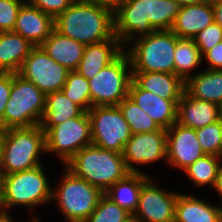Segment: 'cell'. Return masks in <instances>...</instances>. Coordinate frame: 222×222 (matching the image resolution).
I'll return each mask as SVG.
<instances>
[{"instance_id": "ffe728a7", "label": "cell", "mask_w": 222, "mask_h": 222, "mask_svg": "<svg viewBox=\"0 0 222 222\" xmlns=\"http://www.w3.org/2000/svg\"><path fill=\"white\" fill-rule=\"evenodd\" d=\"M213 22V5L209 0L200 4L181 6L170 30L179 38H193Z\"/></svg>"}, {"instance_id": "b9f144b4", "label": "cell", "mask_w": 222, "mask_h": 222, "mask_svg": "<svg viewBox=\"0 0 222 222\" xmlns=\"http://www.w3.org/2000/svg\"><path fill=\"white\" fill-rule=\"evenodd\" d=\"M177 2L180 6H185V5H192V4H200L209 0H174Z\"/></svg>"}, {"instance_id": "836d02e7", "label": "cell", "mask_w": 222, "mask_h": 222, "mask_svg": "<svg viewBox=\"0 0 222 222\" xmlns=\"http://www.w3.org/2000/svg\"><path fill=\"white\" fill-rule=\"evenodd\" d=\"M222 27L216 22L208 25L204 30L200 31L193 37V40L201 55L212 49L216 44L221 43Z\"/></svg>"}, {"instance_id": "60d3db41", "label": "cell", "mask_w": 222, "mask_h": 222, "mask_svg": "<svg viewBox=\"0 0 222 222\" xmlns=\"http://www.w3.org/2000/svg\"><path fill=\"white\" fill-rule=\"evenodd\" d=\"M214 189H216L218 191V193H219V195L221 196V199H222V164H221V166L219 168V171H218V176H217V179H216Z\"/></svg>"}, {"instance_id": "f6af8a7d", "label": "cell", "mask_w": 222, "mask_h": 222, "mask_svg": "<svg viewBox=\"0 0 222 222\" xmlns=\"http://www.w3.org/2000/svg\"><path fill=\"white\" fill-rule=\"evenodd\" d=\"M2 142H3V130L0 128V165H1Z\"/></svg>"}, {"instance_id": "603a6c76", "label": "cell", "mask_w": 222, "mask_h": 222, "mask_svg": "<svg viewBox=\"0 0 222 222\" xmlns=\"http://www.w3.org/2000/svg\"><path fill=\"white\" fill-rule=\"evenodd\" d=\"M145 173L130 172L104 194L132 216L137 210L142 186L150 179Z\"/></svg>"}, {"instance_id": "9a60e30c", "label": "cell", "mask_w": 222, "mask_h": 222, "mask_svg": "<svg viewBox=\"0 0 222 222\" xmlns=\"http://www.w3.org/2000/svg\"><path fill=\"white\" fill-rule=\"evenodd\" d=\"M166 131V161L170 165L184 170L205 155L195 129L174 123Z\"/></svg>"}, {"instance_id": "44dd1931", "label": "cell", "mask_w": 222, "mask_h": 222, "mask_svg": "<svg viewBox=\"0 0 222 222\" xmlns=\"http://www.w3.org/2000/svg\"><path fill=\"white\" fill-rule=\"evenodd\" d=\"M133 81L141 89L166 100H180L185 91V82L172 73L133 72Z\"/></svg>"}, {"instance_id": "1f68e13d", "label": "cell", "mask_w": 222, "mask_h": 222, "mask_svg": "<svg viewBox=\"0 0 222 222\" xmlns=\"http://www.w3.org/2000/svg\"><path fill=\"white\" fill-rule=\"evenodd\" d=\"M131 218V214L103 194L92 214L84 222H127Z\"/></svg>"}, {"instance_id": "277c9868", "label": "cell", "mask_w": 222, "mask_h": 222, "mask_svg": "<svg viewBox=\"0 0 222 222\" xmlns=\"http://www.w3.org/2000/svg\"><path fill=\"white\" fill-rule=\"evenodd\" d=\"M46 152L45 132L39 125L3 130L0 169L4 174L41 165L40 152Z\"/></svg>"}, {"instance_id": "6da1fadb", "label": "cell", "mask_w": 222, "mask_h": 222, "mask_svg": "<svg viewBox=\"0 0 222 222\" xmlns=\"http://www.w3.org/2000/svg\"><path fill=\"white\" fill-rule=\"evenodd\" d=\"M181 6L174 0H124L114 11V32L122 45L157 30H170Z\"/></svg>"}, {"instance_id": "83f0119b", "label": "cell", "mask_w": 222, "mask_h": 222, "mask_svg": "<svg viewBox=\"0 0 222 222\" xmlns=\"http://www.w3.org/2000/svg\"><path fill=\"white\" fill-rule=\"evenodd\" d=\"M203 61L199 48L193 38H179L176 36L174 51V74L186 82L192 75L190 71Z\"/></svg>"}, {"instance_id": "8992f818", "label": "cell", "mask_w": 222, "mask_h": 222, "mask_svg": "<svg viewBox=\"0 0 222 222\" xmlns=\"http://www.w3.org/2000/svg\"><path fill=\"white\" fill-rule=\"evenodd\" d=\"M46 95L18 73H12L10 98L3 115V130L39 125L45 111Z\"/></svg>"}, {"instance_id": "d6986e66", "label": "cell", "mask_w": 222, "mask_h": 222, "mask_svg": "<svg viewBox=\"0 0 222 222\" xmlns=\"http://www.w3.org/2000/svg\"><path fill=\"white\" fill-rule=\"evenodd\" d=\"M218 105L192 97L186 90L177 104V122L181 126L198 129L215 123Z\"/></svg>"}, {"instance_id": "cb8c5ba5", "label": "cell", "mask_w": 222, "mask_h": 222, "mask_svg": "<svg viewBox=\"0 0 222 222\" xmlns=\"http://www.w3.org/2000/svg\"><path fill=\"white\" fill-rule=\"evenodd\" d=\"M174 222H222V208L195 196L179 193Z\"/></svg>"}, {"instance_id": "ac0fdd59", "label": "cell", "mask_w": 222, "mask_h": 222, "mask_svg": "<svg viewBox=\"0 0 222 222\" xmlns=\"http://www.w3.org/2000/svg\"><path fill=\"white\" fill-rule=\"evenodd\" d=\"M124 50L125 47L116 36L100 43L85 45L83 56L75 71L89 80L115 61Z\"/></svg>"}, {"instance_id": "7a4b0ae2", "label": "cell", "mask_w": 222, "mask_h": 222, "mask_svg": "<svg viewBox=\"0 0 222 222\" xmlns=\"http://www.w3.org/2000/svg\"><path fill=\"white\" fill-rule=\"evenodd\" d=\"M55 29L84 45L96 44L115 36L114 12L106 7L75 0L54 19Z\"/></svg>"}, {"instance_id": "5bb4252c", "label": "cell", "mask_w": 222, "mask_h": 222, "mask_svg": "<svg viewBox=\"0 0 222 222\" xmlns=\"http://www.w3.org/2000/svg\"><path fill=\"white\" fill-rule=\"evenodd\" d=\"M166 137L167 131L162 128L155 132L132 134L122 153L126 168L141 173L132 164L143 165L166 158Z\"/></svg>"}, {"instance_id": "f1b7e54d", "label": "cell", "mask_w": 222, "mask_h": 222, "mask_svg": "<svg viewBox=\"0 0 222 222\" xmlns=\"http://www.w3.org/2000/svg\"><path fill=\"white\" fill-rule=\"evenodd\" d=\"M219 158L222 160V157L205 154L185 168L183 172L187 174L195 186L211 184L214 187L221 166Z\"/></svg>"}, {"instance_id": "5b68a950", "label": "cell", "mask_w": 222, "mask_h": 222, "mask_svg": "<svg viewBox=\"0 0 222 222\" xmlns=\"http://www.w3.org/2000/svg\"><path fill=\"white\" fill-rule=\"evenodd\" d=\"M135 41V42H134ZM125 49L132 72H163L174 74L176 35L171 30H157L133 40Z\"/></svg>"}, {"instance_id": "9c48e42d", "label": "cell", "mask_w": 222, "mask_h": 222, "mask_svg": "<svg viewBox=\"0 0 222 222\" xmlns=\"http://www.w3.org/2000/svg\"><path fill=\"white\" fill-rule=\"evenodd\" d=\"M132 80L131 62L124 51L115 61L88 80L91 108L93 106H117L128 97Z\"/></svg>"}, {"instance_id": "52a82bcc", "label": "cell", "mask_w": 222, "mask_h": 222, "mask_svg": "<svg viewBox=\"0 0 222 222\" xmlns=\"http://www.w3.org/2000/svg\"><path fill=\"white\" fill-rule=\"evenodd\" d=\"M65 169L60 185L52 190L51 200L57 202L59 210L68 222H84L92 214L104 193L74 175L66 167Z\"/></svg>"}, {"instance_id": "f546056e", "label": "cell", "mask_w": 222, "mask_h": 222, "mask_svg": "<svg viewBox=\"0 0 222 222\" xmlns=\"http://www.w3.org/2000/svg\"><path fill=\"white\" fill-rule=\"evenodd\" d=\"M118 107L122 111L124 119L129 124L131 134L155 132L161 129L157 123L129 97L123 99L118 104Z\"/></svg>"}, {"instance_id": "e575fe53", "label": "cell", "mask_w": 222, "mask_h": 222, "mask_svg": "<svg viewBox=\"0 0 222 222\" xmlns=\"http://www.w3.org/2000/svg\"><path fill=\"white\" fill-rule=\"evenodd\" d=\"M27 0H0V32L13 31L18 12Z\"/></svg>"}, {"instance_id": "484cf974", "label": "cell", "mask_w": 222, "mask_h": 222, "mask_svg": "<svg viewBox=\"0 0 222 222\" xmlns=\"http://www.w3.org/2000/svg\"><path fill=\"white\" fill-rule=\"evenodd\" d=\"M82 112L62 91L52 92L46 95L45 111L39 126L46 133L52 126L78 117Z\"/></svg>"}, {"instance_id": "3957f363", "label": "cell", "mask_w": 222, "mask_h": 222, "mask_svg": "<svg viewBox=\"0 0 222 222\" xmlns=\"http://www.w3.org/2000/svg\"><path fill=\"white\" fill-rule=\"evenodd\" d=\"M65 165L74 175L99 188L103 193L130 173L121 153L93 144L82 148Z\"/></svg>"}, {"instance_id": "d4e9b609", "label": "cell", "mask_w": 222, "mask_h": 222, "mask_svg": "<svg viewBox=\"0 0 222 222\" xmlns=\"http://www.w3.org/2000/svg\"><path fill=\"white\" fill-rule=\"evenodd\" d=\"M34 47L14 31L0 32V71L18 73Z\"/></svg>"}, {"instance_id": "74e56055", "label": "cell", "mask_w": 222, "mask_h": 222, "mask_svg": "<svg viewBox=\"0 0 222 222\" xmlns=\"http://www.w3.org/2000/svg\"><path fill=\"white\" fill-rule=\"evenodd\" d=\"M202 57L206 59L210 65L207 70H222V43L216 44Z\"/></svg>"}, {"instance_id": "ee69618b", "label": "cell", "mask_w": 222, "mask_h": 222, "mask_svg": "<svg viewBox=\"0 0 222 222\" xmlns=\"http://www.w3.org/2000/svg\"><path fill=\"white\" fill-rule=\"evenodd\" d=\"M4 175H5L4 172L0 169V207L3 197Z\"/></svg>"}, {"instance_id": "7dc6e473", "label": "cell", "mask_w": 222, "mask_h": 222, "mask_svg": "<svg viewBox=\"0 0 222 222\" xmlns=\"http://www.w3.org/2000/svg\"><path fill=\"white\" fill-rule=\"evenodd\" d=\"M38 218H39V217L35 216V217L33 218L32 222H39L40 220H39ZM11 222H13V220H12Z\"/></svg>"}, {"instance_id": "c3c4849f", "label": "cell", "mask_w": 222, "mask_h": 222, "mask_svg": "<svg viewBox=\"0 0 222 222\" xmlns=\"http://www.w3.org/2000/svg\"><path fill=\"white\" fill-rule=\"evenodd\" d=\"M127 222H137L133 217Z\"/></svg>"}, {"instance_id": "7bdbcfd3", "label": "cell", "mask_w": 222, "mask_h": 222, "mask_svg": "<svg viewBox=\"0 0 222 222\" xmlns=\"http://www.w3.org/2000/svg\"><path fill=\"white\" fill-rule=\"evenodd\" d=\"M0 222H11L13 219L7 210L0 209Z\"/></svg>"}, {"instance_id": "d590c367", "label": "cell", "mask_w": 222, "mask_h": 222, "mask_svg": "<svg viewBox=\"0 0 222 222\" xmlns=\"http://www.w3.org/2000/svg\"><path fill=\"white\" fill-rule=\"evenodd\" d=\"M75 0H28L27 2L54 19L63 13Z\"/></svg>"}, {"instance_id": "e0dca14e", "label": "cell", "mask_w": 222, "mask_h": 222, "mask_svg": "<svg viewBox=\"0 0 222 222\" xmlns=\"http://www.w3.org/2000/svg\"><path fill=\"white\" fill-rule=\"evenodd\" d=\"M54 29V18L26 1L18 12L13 31L34 46H40Z\"/></svg>"}, {"instance_id": "ba28073f", "label": "cell", "mask_w": 222, "mask_h": 222, "mask_svg": "<svg viewBox=\"0 0 222 222\" xmlns=\"http://www.w3.org/2000/svg\"><path fill=\"white\" fill-rule=\"evenodd\" d=\"M51 198L52 188L42 164L29 170L4 175L0 209L8 210L15 205L33 208L52 201Z\"/></svg>"}, {"instance_id": "f35d334b", "label": "cell", "mask_w": 222, "mask_h": 222, "mask_svg": "<svg viewBox=\"0 0 222 222\" xmlns=\"http://www.w3.org/2000/svg\"><path fill=\"white\" fill-rule=\"evenodd\" d=\"M83 1L94 5L106 7L114 12L124 0H83Z\"/></svg>"}, {"instance_id": "7c38bea8", "label": "cell", "mask_w": 222, "mask_h": 222, "mask_svg": "<svg viewBox=\"0 0 222 222\" xmlns=\"http://www.w3.org/2000/svg\"><path fill=\"white\" fill-rule=\"evenodd\" d=\"M70 71L52 59L40 46L25 58L18 74L34 83L45 95L61 91Z\"/></svg>"}, {"instance_id": "d6a6232c", "label": "cell", "mask_w": 222, "mask_h": 222, "mask_svg": "<svg viewBox=\"0 0 222 222\" xmlns=\"http://www.w3.org/2000/svg\"><path fill=\"white\" fill-rule=\"evenodd\" d=\"M195 132L205 154L222 157V122L220 120L198 128Z\"/></svg>"}, {"instance_id": "30bf717a", "label": "cell", "mask_w": 222, "mask_h": 222, "mask_svg": "<svg viewBox=\"0 0 222 222\" xmlns=\"http://www.w3.org/2000/svg\"><path fill=\"white\" fill-rule=\"evenodd\" d=\"M45 143L46 151L56 153L65 165L78 151L92 144L88 112L52 126L45 133Z\"/></svg>"}, {"instance_id": "4316f807", "label": "cell", "mask_w": 222, "mask_h": 222, "mask_svg": "<svg viewBox=\"0 0 222 222\" xmlns=\"http://www.w3.org/2000/svg\"><path fill=\"white\" fill-rule=\"evenodd\" d=\"M185 90L194 98L219 105L222 102V70H205L185 82Z\"/></svg>"}, {"instance_id": "4dcf8cb0", "label": "cell", "mask_w": 222, "mask_h": 222, "mask_svg": "<svg viewBox=\"0 0 222 222\" xmlns=\"http://www.w3.org/2000/svg\"><path fill=\"white\" fill-rule=\"evenodd\" d=\"M61 91L84 112L91 108L89 81L77 71H70Z\"/></svg>"}, {"instance_id": "bcb514c9", "label": "cell", "mask_w": 222, "mask_h": 222, "mask_svg": "<svg viewBox=\"0 0 222 222\" xmlns=\"http://www.w3.org/2000/svg\"><path fill=\"white\" fill-rule=\"evenodd\" d=\"M218 119L222 122V102L218 105Z\"/></svg>"}, {"instance_id": "8d00e7d4", "label": "cell", "mask_w": 222, "mask_h": 222, "mask_svg": "<svg viewBox=\"0 0 222 222\" xmlns=\"http://www.w3.org/2000/svg\"><path fill=\"white\" fill-rule=\"evenodd\" d=\"M12 88V72L0 73V128L3 130V115L10 98Z\"/></svg>"}, {"instance_id": "8fae6325", "label": "cell", "mask_w": 222, "mask_h": 222, "mask_svg": "<svg viewBox=\"0 0 222 222\" xmlns=\"http://www.w3.org/2000/svg\"><path fill=\"white\" fill-rule=\"evenodd\" d=\"M88 114L91 120L92 144L122 154L132 134L118 105L93 106Z\"/></svg>"}, {"instance_id": "ab89813d", "label": "cell", "mask_w": 222, "mask_h": 222, "mask_svg": "<svg viewBox=\"0 0 222 222\" xmlns=\"http://www.w3.org/2000/svg\"><path fill=\"white\" fill-rule=\"evenodd\" d=\"M214 12V22L222 27V0H211Z\"/></svg>"}, {"instance_id": "2e32d148", "label": "cell", "mask_w": 222, "mask_h": 222, "mask_svg": "<svg viewBox=\"0 0 222 222\" xmlns=\"http://www.w3.org/2000/svg\"><path fill=\"white\" fill-rule=\"evenodd\" d=\"M128 97L132 99L157 125L167 130L177 122V104L180 100H166L141 89L133 80Z\"/></svg>"}, {"instance_id": "4fadbf2b", "label": "cell", "mask_w": 222, "mask_h": 222, "mask_svg": "<svg viewBox=\"0 0 222 222\" xmlns=\"http://www.w3.org/2000/svg\"><path fill=\"white\" fill-rule=\"evenodd\" d=\"M150 178L141 188L139 203L132 216L137 222H174L177 192L156 187Z\"/></svg>"}, {"instance_id": "7402d4cb", "label": "cell", "mask_w": 222, "mask_h": 222, "mask_svg": "<svg viewBox=\"0 0 222 222\" xmlns=\"http://www.w3.org/2000/svg\"><path fill=\"white\" fill-rule=\"evenodd\" d=\"M40 47L57 63L74 71L83 56L85 45L54 29Z\"/></svg>"}]
</instances>
